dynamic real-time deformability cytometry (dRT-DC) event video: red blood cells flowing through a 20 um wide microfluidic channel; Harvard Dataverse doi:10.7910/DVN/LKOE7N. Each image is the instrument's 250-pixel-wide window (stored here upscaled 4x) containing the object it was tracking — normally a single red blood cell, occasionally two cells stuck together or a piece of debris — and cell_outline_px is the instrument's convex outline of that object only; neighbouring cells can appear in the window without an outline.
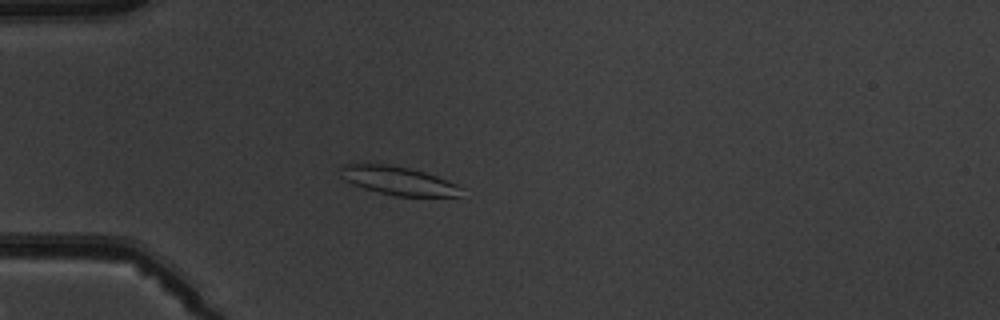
{"species": "common noctule bat (a hibernating species)", "species_latin": "Nyctalus noctula", "temperature_condition": "warm", "stored_images_in_passage": 4, "camera_frame_rate_fps": 3000, "um_per_image_px": 0.085, "animal": {"sex": "male", "body_mass_g": 19.5, "forearm_length_mm": 54.6}, "frame": {"image": 1, "passage_image": 4, "time_ms": 3.333, "image_size_px": [1000, 320], "cell_outline_px": [[460, 196], [396, 196], [364, 188], [344, 180], [340, 176], [340, 168], [344, 164], [388, 164], [408, 168], [424, 172], [436, 176], [456, 184], [460, 188]], "centroid_in_image_um": [33.81, 15.35], "position_along_channel_um": 51.2, "area_um2": 19.71}}